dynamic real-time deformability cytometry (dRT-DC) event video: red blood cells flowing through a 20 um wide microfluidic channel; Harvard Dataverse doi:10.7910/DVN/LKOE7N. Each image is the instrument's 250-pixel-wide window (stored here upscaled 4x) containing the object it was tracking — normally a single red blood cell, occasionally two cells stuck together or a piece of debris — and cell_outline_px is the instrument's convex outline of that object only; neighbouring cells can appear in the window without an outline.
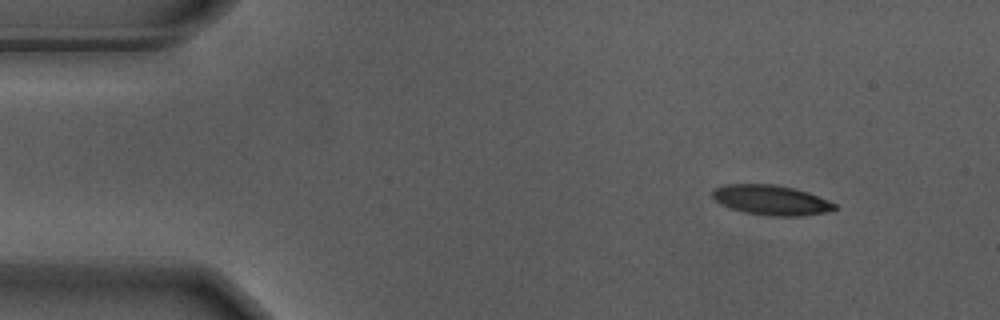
{"species": "Egyptian fruit bat (a non-hibernating species)", "species_latin": "Rousettus aegyptiacus", "temperature_condition": "warm", "stored_images_in_passage": 51, "camera_frame_rate_fps": 3000, "um_per_image_px": 0.085, "animal": {"sex": "male"}, "frame": {"image": 1, "passage_image": 1, "time_ms": 0.0, "image_size_px": [1000, 320], "cell_outline_px": [[840, 208], [828, 212], [800, 216], [768, 216], [744, 212], [728, 208], [720, 204], [712, 196], [712, 192], [716, 188], [728, 184], [772, 184], [792, 188], [808, 192], [836, 204]], "centroid_in_image_um": [65.56, 17.02], "position_along_channel_um": 19.4, "area_um2": 21.33}}
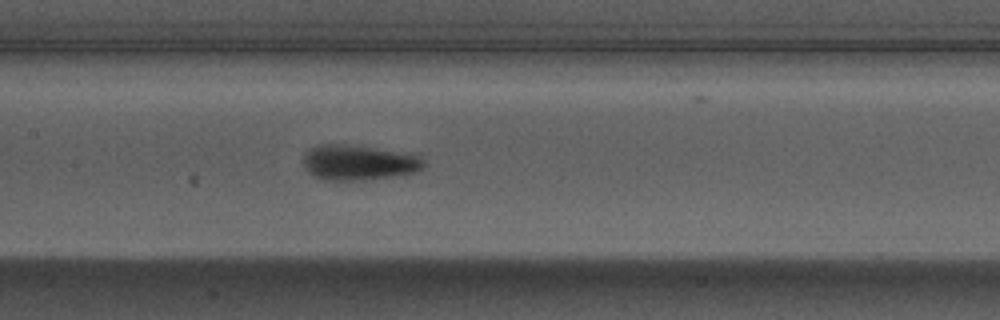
{"frame": {"image": 2, "passage_image": 21, "time_ms": 6.667, "image_size_px": [1000, 320], "cell_outline_px": [[428, 164], [424, 168], [412, 172], [372, 180], [320, 180], [312, 176], [304, 168], [304, 152], [316, 144], [344, 144], [420, 152]], "centroid_in_image_um": [30.57, 13.79], "position_along_channel_um": 176.8, "area_um2": 25.89}}
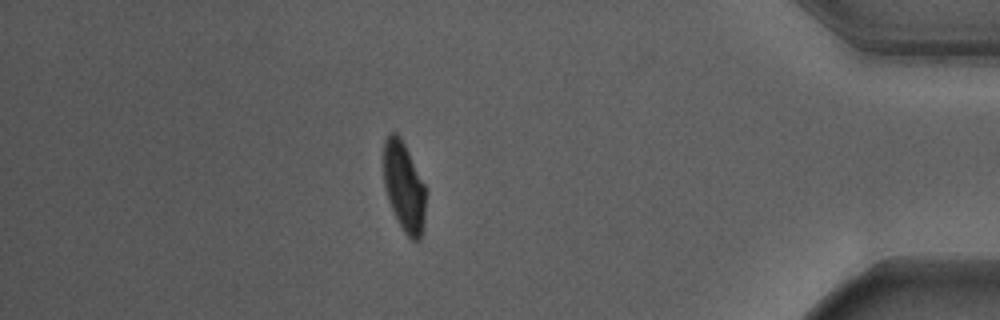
{"frame": {"image": 3, "passage_image": 43, "time_ms": 14.0, "image_size_px": [1000, 320], "cell_outline_px": [[424, 228], [420, 240], [412, 240], [404, 232], [388, 200], [384, 184], [384, 140], [392, 132], [396, 132], [400, 136], [424, 184]], "centroid_in_image_um": [34.33, 15.89], "position_along_channel_um": 400.9, "area_um2": 21.5}, "authors_computed_cell_mechanics": {"area_um2": 23.12, "velocity_mm_per_s": 3.6729, "shape_relaxation_time_tau1_ms": 3.0876, "shape_relaxation_time_tau2_ms": 0.7199, "deformation_change_tau1": 0.1962, "deformation_change_tau2": 0.0765}}